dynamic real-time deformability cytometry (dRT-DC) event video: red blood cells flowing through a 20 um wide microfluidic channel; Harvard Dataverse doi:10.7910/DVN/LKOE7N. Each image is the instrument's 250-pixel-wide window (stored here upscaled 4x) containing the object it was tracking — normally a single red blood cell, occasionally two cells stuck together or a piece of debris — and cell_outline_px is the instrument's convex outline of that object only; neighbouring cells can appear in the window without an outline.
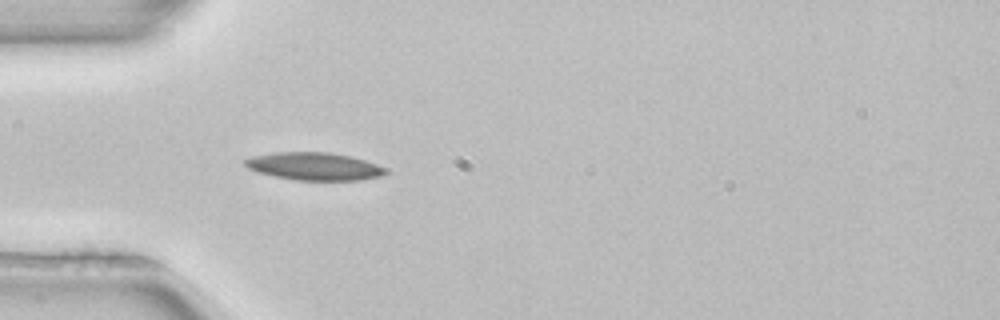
{"species": "common noctule bat (a hibernating species)", "species_latin": "Nyctalus noctula", "temperature_condition": "room temperature", "stored_images_in_passage": 51, "camera_frame_rate_fps": 3000, "um_per_image_px": 0.085, "animal": {"sex": "female", "body_mass_g": 22.7, "forearm_length_mm": 54.2}, "frame": {"image": 1, "passage_image": 15, "time_ms": 4.667, "image_size_px": [1000, 320], "cell_outline_px": [[392, 172], [384, 176], [364, 180], [296, 180], [276, 176], [260, 172], [248, 168], [244, 164], [244, 160], [252, 156], [276, 152], [328, 152], [348, 156], [364, 160], [388, 168]], "centroid_in_image_um": [26.8, 14.14], "position_along_channel_um": 58.2, "area_um2": 22.77}, "authors_computed_cell_mechanics": {"area_um2": 21.2126, "velocity_mm_per_s": 3.9647, "shape_relaxation_time_tau1_ms": 4.0152, "shape_relaxation_time_tau2_ms": null, "deformation_change_tau1": 0.1088, "deformation_change_tau2": null}}